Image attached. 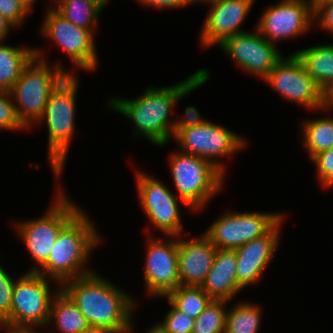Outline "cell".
Listing matches in <instances>:
<instances>
[{
	"label": "cell",
	"mask_w": 333,
	"mask_h": 333,
	"mask_svg": "<svg viewBox=\"0 0 333 333\" xmlns=\"http://www.w3.org/2000/svg\"><path fill=\"white\" fill-rule=\"evenodd\" d=\"M135 179H137L139 204L152 225L167 236L182 235L184 227L179 211V201L187 205L161 180L142 171L136 173Z\"/></svg>",
	"instance_id": "8fae6325"
},
{
	"label": "cell",
	"mask_w": 333,
	"mask_h": 333,
	"mask_svg": "<svg viewBox=\"0 0 333 333\" xmlns=\"http://www.w3.org/2000/svg\"><path fill=\"white\" fill-rule=\"evenodd\" d=\"M245 72L264 80L283 57L277 45L266 40L258 30L242 32L219 46Z\"/></svg>",
	"instance_id": "2e32d148"
},
{
	"label": "cell",
	"mask_w": 333,
	"mask_h": 333,
	"mask_svg": "<svg viewBox=\"0 0 333 333\" xmlns=\"http://www.w3.org/2000/svg\"><path fill=\"white\" fill-rule=\"evenodd\" d=\"M227 302L212 299L195 319L192 333H225Z\"/></svg>",
	"instance_id": "83f0119b"
},
{
	"label": "cell",
	"mask_w": 333,
	"mask_h": 333,
	"mask_svg": "<svg viewBox=\"0 0 333 333\" xmlns=\"http://www.w3.org/2000/svg\"><path fill=\"white\" fill-rule=\"evenodd\" d=\"M0 42V89L10 91L29 61L35 47H14Z\"/></svg>",
	"instance_id": "603a6c76"
},
{
	"label": "cell",
	"mask_w": 333,
	"mask_h": 333,
	"mask_svg": "<svg viewBox=\"0 0 333 333\" xmlns=\"http://www.w3.org/2000/svg\"><path fill=\"white\" fill-rule=\"evenodd\" d=\"M263 81L291 103L312 110L323 109V90L295 53L282 57Z\"/></svg>",
	"instance_id": "7c38bea8"
},
{
	"label": "cell",
	"mask_w": 333,
	"mask_h": 333,
	"mask_svg": "<svg viewBox=\"0 0 333 333\" xmlns=\"http://www.w3.org/2000/svg\"><path fill=\"white\" fill-rule=\"evenodd\" d=\"M171 309L164 316L163 321L152 327L158 333H192L195 320L179 311L169 300Z\"/></svg>",
	"instance_id": "f1b7e54d"
},
{
	"label": "cell",
	"mask_w": 333,
	"mask_h": 333,
	"mask_svg": "<svg viewBox=\"0 0 333 333\" xmlns=\"http://www.w3.org/2000/svg\"><path fill=\"white\" fill-rule=\"evenodd\" d=\"M255 0H219L209 3V11L201 28L200 44L205 48L220 46L226 39L245 32L240 27Z\"/></svg>",
	"instance_id": "e0dca14e"
},
{
	"label": "cell",
	"mask_w": 333,
	"mask_h": 333,
	"mask_svg": "<svg viewBox=\"0 0 333 333\" xmlns=\"http://www.w3.org/2000/svg\"><path fill=\"white\" fill-rule=\"evenodd\" d=\"M11 92L0 89V129L25 130L27 129L18 118Z\"/></svg>",
	"instance_id": "4dcf8cb0"
},
{
	"label": "cell",
	"mask_w": 333,
	"mask_h": 333,
	"mask_svg": "<svg viewBox=\"0 0 333 333\" xmlns=\"http://www.w3.org/2000/svg\"><path fill=\"white\" fill-rule=\"evenodd\" d=\"M34 50L35 56L10 90L18 118L28 130L43 115L51 91L67 74L75 73L59 63L48 65L44 53L39 48Z\"/></svg>",
	"instance_id": "5b68a950"
},
{
	"label": "cell",
	"mask_w": 333,
	"mask_h": 333,
	"mask_svg": "<svg viewBox=\"0 0 333 333\" xmlns=\"http://www.w3.org/2000/svg\"><path fill=\"white\" fill-rule=\"evenodd\" d=\"M57 199L43 216L15 222L17 234L24 242L28 252L34 260V268L29 272H36L47 260L52 247L61 230L82 210L69 199L61 187H58Z\"/></svg>",
	"instance_id": "52a82bcc"
},
{
	"label": "cell",
	"mask_w": 333,
	"mask_h": 333,
	"mask_svg": "<svg viewBox=\"0 0 333 333\" xmlns=\"http://www.w3.org/2000/svg\"><path fill=\"white\" fill-rule=\"evenodd\" d=\"M303 145L311 159L319 152L333 148V117H319L302 122Z\"/></svg>",
	"instance_id": "d4e9b609"
},
{
	"label": "cell",
	"mask_w": 333,
	"mask_h": 333,
	"mask_svg": "<svg viewBox=\"0 0 333 333\" xmlns=\"http://www.w3.org/2000/svg\"><path fill=\"white\" fill-rule=\"evenodd\" d=\"M30 11L19 0H0V14L10 22L14 28L22 25Z\"/></svg>",
	"instance_id": "d6a6232c"
},
{
	"label": "cell",
	"mask_w": 333,
	"mask_h": 333,
	"mask_svg": "<svg viewBox=\"0 0 333 333\" xmlns=\"http://www.w3.org/2000/svg\"><path fill=\"white\" fill-rule=\"evenodd\" d=\"M42 34L55 41L67 53L73 66L82 70L94 71L98 65L95 36L84 28L69 22L53 5L47 9Z\"/></svg>",
	"instance_id": "4fadbf2b"
},
{
	"label": "cell",
	"mask_w": 333,
	"mask_h": 333,
	"mask_svg": "<svg viewBox=\"0 0 333 333\" xmlns=\"http://www.w3.org/2000/svg\"><path fill=\"white\" fill-rule=\"evenodd\" d=\"M149 238L144 266L146 292L151 297H166L180 286L178 236H170L166 242Z\"/></svg>",
	"instance_id": "9a60e30c"
},
{
	"label": "cell",
	"mask_w": 333,
	"mask_h": 333,
	"mask_svg": "<svg viewBox=\"0 0 333 333\" xmlns=\"http://www.w3.org/2000/svg\"><path fill=\"white\" fill-rule=\"evenodd\" d=\"M312 4L316 26L333 35V2Z\"/></svg>",
	"instance_id": "836d02e7"
},
{
	"label": "cell",
	"mask_w": 333,
	"mask_h": 333,
	"mask_svg": "<svg viewBox=\"0 0 333 333\" xmlns=\"http://www.w3.org/2000/svg\"><path fill=\"white\" fill-rule=\"evenodd\" d=\"M60 333H84L91 326L80 309L60 289L51 301L49 324Z\"/></svg>",
	"instance_id": "7402d4cb"
},
{
	"label": "cell",
	"mask_w": 333,
	"mask_h": 333,
	"mask_svg": "<svg viewBox=\"0 0 333 333\" xmlns=\"http://www.w3.org/2000/svg\"><path fill=\"white\" fill-rule=\"evenodd\" d=\"M316 166V174L323 188L333 187V148L319 152L310 159Z\"/></svg>",
	"instance_id": "1f68e13d"
},
{
	"label": "cell",
	"mask_w": 333,
	"mask_h": 333,
	"mask_svg": "<svg viewBox=\"0 0 333 333\" xmlns=\"http://www.w3.org/2000/svg\"><path fill=\"white\" fill-rule=\"evenodd\" d=\"M312 3H329L333 2V0H311Z\"/></svg>",
	"instance_id": "ee69618b"
},
{
	"label": "cell",
	"mask_w": 333,
	"mask_h": 333,
	"mask_svg": "<svg viewBox=\"0 0 333 333\" xmlns=\"http://www.w3.org/2000/svg\"><path fill=\"white\" fill-rule=\"evenodd\" d=\"M29 11H32V7L36 0H19Z\"/></svg>",
	"instance_id": "60d3db41"
},
{
	"label": "cell",
	"mask_w": 333,
	"mask_h": 333,
	"mask_svg": "<svg viewBox=\"0 0 333 333\" xmlns=\"http://www.w3.org/2000/svg\"><path fill=\"white\" fill-rule=\"evenodd\" d=\"M145 333H158L153 327H151L147 332Z\"/></svg>",
	"instance_id": "f6af8a7d"
},
{
	"label": "cell",
	"mask_w": 333,
	"mask_h": 333,
	"mask_svg": "<svg viewBox=\"0 0 333 333\" xmlns=\"http://www.w3.org/2000/svg\"><path fill=\"white\" fill-rule=\"evenodd\" d=\"M217 248L203 234L189 240L178 239L181 286L201 287L213 265Z\"/></svg>",
	"instance_id": "d6986e66"
},
{
	"label": "cell",
	"mask_w": 333,
	"mask_h": 333,
	"mask_svg": "<svg viewBox=\"0 0 333 333\" xmlns=\"http://www.w3.org/2000/svg\"><path fill=\"white\" fill-rule=\"evenodd\" d=\"M185 116L183 118L175 120V126L173 129V137L181 130L188 127L198 126L206 122L202 119L200 113L198 112L196 106H186Z\"/></svg>",
	"instance_id": "e575fe53"
},
{
	"label": "cell",
	"mask_w": 333,
	"mask_h": 333,
	"mask_svg": "<svg viewBox=\"0 0 333 333\" xmlns=\"http://www.w3.org/2000/svg\"><path fill=\"white\" fill-rule=\"evenodd\" d=\"M171 154L169 167L178 192L176 195L193 212L203 210L223 189L225 175L211 162L196 155L180 150Z\"/></svg>",
	"instance_id": "8992f818"
},
{
	"label": "cell",
	"mask_w": 333,
	"mask_h": 333,
	"mask_svg": "<svg viewBox=\"0 0 333 333\" xmlns=\"http://www.w3.org/2000/svg\"><path fill=\"white\" fill-rule=\"evenodd\" d=\"M166 297L179 311L194 320L212 300L201 287L181 285Z\"/></svg>",
	"instance_id": "4316f807"
},
{
	"label": "cell",
	"mask_w": 333,
	"mask_h": 333,
	"mask_svg": "<svg viewBox=\"0 0 333 333\" xmlns=\"http://www.w3.org/2000/svg\"><path fill=\"white\" fill-rule=\"evenodd\" d=\"M293 53L323 91L333 84V44H318Z\"/></svg>",
	"instance_id": "44dd1931"
},
{
	"label": "cell",
	"mask_w": 333,
	"mask_h": 333,
	"mask_svg": "<svg viewBox=\"0 0 333 333\" xmlns=\"http://www.w3.org/2000/svg\"><path fill=\"white\" fill-rule=\"evenodd\" d=\"M10 333H42V332L38 331V329L34 330V328H33V330H32V328H19V329L14 330L13 332H10ZM43 333H45V332H43Z\"/></svg>",
	"instance_id": "ab89813d"
},
{
	"label": "cell",
	"mask_w": 333,
	"mask_h": 333,
	"mask_svg": "<svg viewBox=\"0 0 333 333\" xmlns=\"http://www.w3.org/2000/svg\"><path fill=\"white\" fill-rule=\"evenodd\" d=\"M84 333H115V332L108 328L90 327Z\"/></svg>",
	"instance_id": "f35d334b"
},
{
	"label": "cell",
	"mask_w": 333,
	"mask_h": 333,
	"mask_svg": "<svg viewBox=\"0 0 333 333\" xmlns=\"http://www.w3.org/2000/svg\"><path fill=\"white\" fill-rule=\"evenodd\" d=\"M139 3L143 4V6H152L158 9H173V8H182L183 6L191 5L190 0H138Z\"/></svg>",
	"instance_id": "d590c367"
},
{
	"label": "cell",
	"mask_w": 333,
	"mask_h": 333,
	"mask_svg": "<svg viewBox=\"0 0 333 333\" xmlns=\"http://www.w3.org/2000/svg\"><path fill=\"white\" fill-rule=\"evenodd\" d=\"M13 27L14 26L0 14V42H3L5 39H7V36Z\"/></svg>",
	"instance_id": "8d00e7d4"
},
{
	"label": "cell",
	"mask_w": 333,
	"mask_h": 333,
	"mask_svg": "<svg viewBox=\"0 0 333 333\" xmlns=\"http://www.w3.org/2000/svg\"><path fill=\"white\" fill-rule=\"evenodd\" d=\"M259 18L256 29L270 43L291 39L309 32L314 21L311 0H280L266 7Z\"/></svg>",
	"instance_id": "5bb4252c"
},
{
	"label": "cell",
	"mask_w": 333,
	"mask_h": 333,
	"mask_svg": "<svg viewBox=\"0 0 333 333\" xmlns=\"http://www.w3.org/2000/svg\"><path fill=\"white\" fill-rule=\"evenodd\" d=\"M207 69H198L182 82L167 87H148L136 99L109 100L112 110L127 117L140 134L156 146H165L173 137L175 121L169 118L175 103L204 85L210 78ZM138 134V135H137Z\"/></svg>",
	"instance_id": "6da1fadb"
},
{
	"label": "cell",
	"mask_w": 333,
	"mask_h": 333,
	"mask_svg": "<svg viewBox=\"0 0 333 333\" xmlns=\"http://www.w3.org/2000/svg\"><path fill=\"white\" fill-rule=\"evenodd\" d=\"M92 2H94L95 4H97L101 9H104V7L106 6V4H108L109 0H90Z\"/></svg>",
	"instance_id": "b9f144b4"
},
{
	"label": "cell",
	"mask_w": 333,
	"mask_h": 333,
	"mask_svg": "<svg viewBox=\"0 0 333 333\" xmlns=\"http://www.w3.org/2000/svg\"><path fill=\"white\" fill-rule=\"evenodd\" d=\"M178 150L208 160L224 175V163L217 159L231 156L245 149L247 142L234 131L209 122L181 129L174 137Z\"/></svg>",
	"instance_id": "9c48e42d"
},
{
	"label": "cell",
	"mask_w": 333,
	"mask_h": 333,
	"mask_svg": "<svg viewBox=\"0 0 333 333\" xmlns=\"http://www.w3.org/2000/svg\"><path fill=\"white\" fill-rule=\"evenodd\" d=\"M235 250L217 249L213 265L201 285L204 292L214 300H232L243 289L236 276Z\"/></svg>",
	"instance_id": "ffe728a7"
},
{
	"label": "cell",
	"mask_w": 333,
	"mask_h": 333,
	"mask_svg": "<svg viewBox=\"0 0 333 333\" xmlns=\"http://www.w3.org/2000/svg\"><path fill=\"white\" fill-rule=\"evenodd\" d=\"M283 216L265 235L255 238L235 249L238 285L243 289L257 284L262 279L264 270L271 262L280 240V226Z\"/></svg>",
	"instance_id": "ac0fdd59"
},
{
	"label": "cell",
	"mask_w": 333,
	"mask_h": 333,
	"mask_svg": "<svg viewBox=\"0 0 333 333\" xmlns=\"http://www.w3.org/2000/svg\"><path fill=\"white\" fill-rule=\"evenodd\" d=\"M81 210L59 233L48 260L36 271L59 287L66 281L94 272L86 266L102 239L91 219ZM57 282V283H56Z\"/></svg>",
	"instance_id": "3957f363"
},
{
	"label": "cell",
	"mask_w": 333,
	"mask_h": 333,
	"mask_svg": "<svg viewBox=\"0 0 333 333\" xmlns=\"http://www.w3.org/2000/svg\"><path fill=\"white\" fill-rule=\"evenodd\" d=\"M227 310L225 333H258L261 326V307L241 301Z\"/></svg>",
	"instance_id": "484cf974"
},
{
	"label": "cell",
	"mask_w": 333,
	"mask_h": 333,
	"mask_svg": "<svg viewBox=\"0 0 333 333\" xmlns=\"http://www.w3.org/2000/svg\"><path fill=\"white\" fill-rule=\"evenodd\" d=\"M53 6L72 24L89 30L95 36L102 10L90 0H55Z\"/></svg>",
	"instance_id": "cb8c5ba5"
},
{
	"label": "cell",
	"mask_w": 333,
	"mask_h": 333,
	"mask_svg": "<svg viewBox=\"0 0 333 333\" xmlns=\"http://www.w3.org/2000/svg\"><path fill=\"white\" fill-rule=\"evenodd\" d=\"M215 1H219V0H190V2H191V5H192V3H193V5L194 4H197V3H205V5L206 4H209V3H212V2H215Z\"/></svg>",
	"instance_id": "7bdbcfd3"
},
{
	"label": "cell",
	"mask_w": 333,
	"mask_h": 333,
	"mask_svg": "<svg viewBox=\"0 0 333 333\" xmlns=\"http://www.w3.org/2000/svg\"><path fill=\"white\" fill-rule=\"evenodd\" d=\"M283 216L279 212L226 211L208 227L204 235L217 249L235 250L265 235Z\"/></svg>",
	"instance_id": "30bf717a"
},
{
	"label": "cell",
	"mask_w": 333,
	"mask_h": 333,
	"mask_svg": "<svg viewBox=\"0 0 333 333\" xmlns=\"http://www.w3.org/2000/svg\"><path fill=\"white\" fill-rule=\"evenodd\" d=\"M76 74H67L51 91L41 118L48 131V160L54 177L60 180L67 155L75 133L76 94L79 79Z\"/></svg>",
	"instance_id": "277c9868"
},
{
	"label": "cell",
	"mask_w": 333,
	"mask_h": 333,
	"mask_svg": "<svg viewBox=\"0 0 333 333\" xmlns=\"http://www.w3.org/2000/svg\"><path fill=\"white\" fill-rule=\"evenodd\" d=\"M60 289L80 309L91 327L131 333L136 301L95 272L64 282Z\"/></svg>",
	"instance_id": "7a4b0ae2"
},
{
	"label": "cell",
	"mask_w": 333,
	"mask_h": 333,
	"mask_svg": "<svg viewBox=\"0 0 333 333\" xmlns=\"http://www.w3.org/2000/svg\"><path fill=\"white\" fill-rule=\"evenodd\" d=\"M15 281L0 264V327L8 333L11 332V303Z\"/></svg>",
	"instance_id": "f546056e"
},
{
	"label": "cell",
	"mask_w": 333,
	"mask_h": 333,
	"mask_svg": "<svg viewBox=\"0 0 333 333\" xmlns=\"http://www.w3.org/2000/svg\"><path fill=\"white\" fill-rule=\"evenodd\" d=\"M333 107V84H331L325 91H323V112Z\"/></svg>",
	"instance_id": "74e56055"
},
{
	"label": "cell",
	"mask_w": 333,
	"mask_h": 333,
	"mask_svg": "<svg viewBox=\"0 0 333 333\" xmlns=\"http://www.w3.org/2000/svg\"><path fill=\"white\" fill-rule=\"evenodd\" d=\"M48 281L49 278L29 271L16 279L12 291L11 332L48 326L51 301L60 290L59 287L52 294Z\"/></svg>",
	"instance_id": "ba28073f"
}]
</instances>
